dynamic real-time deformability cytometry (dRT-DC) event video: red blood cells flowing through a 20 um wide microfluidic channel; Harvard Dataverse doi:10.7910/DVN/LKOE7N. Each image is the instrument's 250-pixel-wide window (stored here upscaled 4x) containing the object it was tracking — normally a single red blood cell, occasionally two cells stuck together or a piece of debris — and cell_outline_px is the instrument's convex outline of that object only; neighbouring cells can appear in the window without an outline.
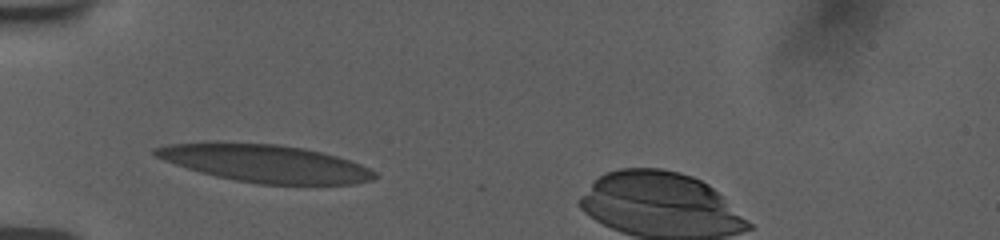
{"species": "human", "species_latin": "Homo sapiens", "temperature_condition": "room temperature", "stored_images_in_passage": 29, "camera_frame_rate_fps": 3000, "um_per_image_px": 0.085, "donor": {"sex": "female"}, "frame": {"image": 1, "passage_image": 1, "time_ms": 0.0, "image_size_px": [1000, 240], "cell_outline_px": [[380, 176], [372, 180], [352, 184], [260, 184], [236, 180], [216, 176], [200, 172], [164, 160], [156, 156], [152, 152], [152, 148], [168, 144], [216, 140], [280, 144], [304, 148], [336, 156], [360, 164], [376, 172]], "centroid_in_image_um": [22.49, 13.85], "position_along_channel_um": 62.5, "area_um2": 48.61}}
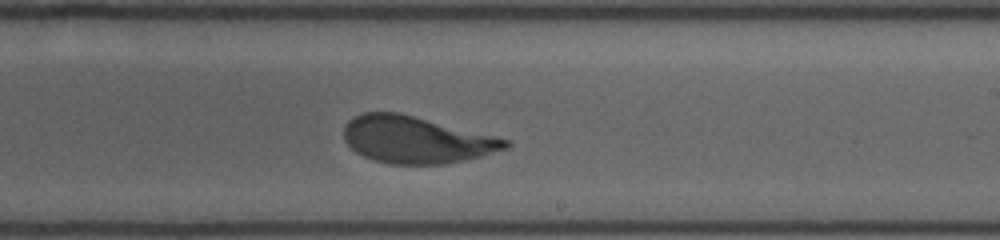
{"frame": {"image": 2, "passage_image": 17, "time_ms": 5.333, "image_size_px": [1000, 240], "cell_outline_px": [[512, 144], [508, 148], [480, 156], [464, 160], [444, 164], [388, 164], [364, 156], [356, 152], [344, 140], [344, 124], [348, 120], [364, 112], [400, 112], [512, 140]], "centroid_in_image_um": [35.39, 11.87], "position_along_channel_um": 253.6, "area_um2": 44.27}}
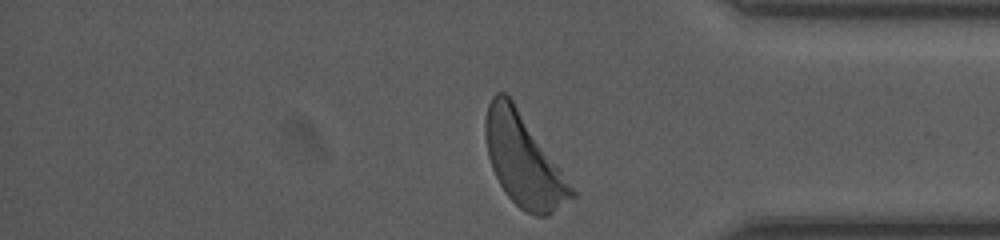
{"frame": {"image": 3, "passage_image": 29, "time_ms": 9.333, "image_size_px": [1000, 240], "cell_outline_px": [[576, 196], [548, 216], [536, 216], [524, 212], [508, 196], [500, 184], [492, 168], [488, 156], [484, 136], [484, 120], [488, 104], [492, 96], [496, 92], [504, 92], [512, 100], [560, 168], [576, 192]], "centroid_in_image_um": [44.47, 13.64], "position_along_channel_um": 390.7, "area_um2": 45.6}, "authors_computed_cell_mechanics": {"area_um2": 45.373, "velocity_mm_per_s": 3.7122, "shape_relaxation_time_tau1_ms": 3.2961, "shape_relaxation_time_tau2_ms": 1.0156, "deformation_change_tau1": 0.1828, "deformation_change_tau2": 0.0612}}